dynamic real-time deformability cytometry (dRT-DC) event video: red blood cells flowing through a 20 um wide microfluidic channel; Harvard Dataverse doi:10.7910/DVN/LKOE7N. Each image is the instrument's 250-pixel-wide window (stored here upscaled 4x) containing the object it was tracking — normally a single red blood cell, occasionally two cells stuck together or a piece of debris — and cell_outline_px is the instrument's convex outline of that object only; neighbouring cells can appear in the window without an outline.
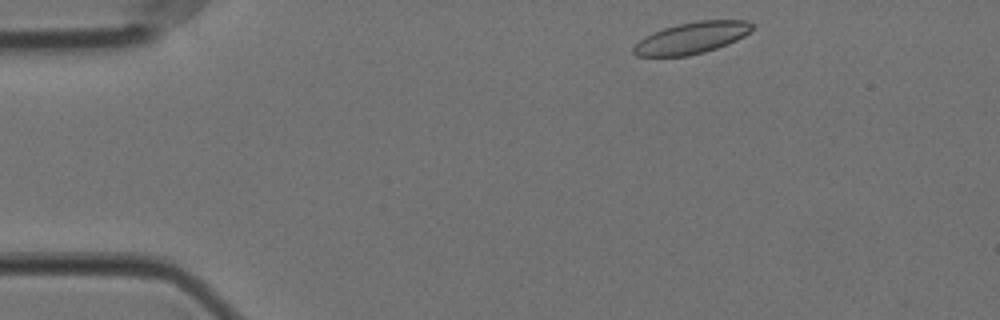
{"species": "Egyptian fruit bat (a non-hibernating species)", "species_latin": "Rousettus aegyptiacus", "temperature_condition": "cold", "stored_images_in_passage": 52, "camera_frame_rate_fps": 3000, "um_per_image_px": 0.085, "animal": {"sex": "female"}, "frame": {"image": 1, "passage_image": 2, "time_ms": 0.333, "image_size_px": [1000, 320], "cell_outline_px": [[756, 24], [744, 36], [728, 44], [704, 52], [688, 56], [636, 56], [632, 52], [632, 48], [640, 40], [664, 28], [676, 24], [700, 20], [744, 20]], "centroid_in_image_um": [58.82, 3.22], "position_along_channel_um": 26.2, "area_um2": 21.62}}
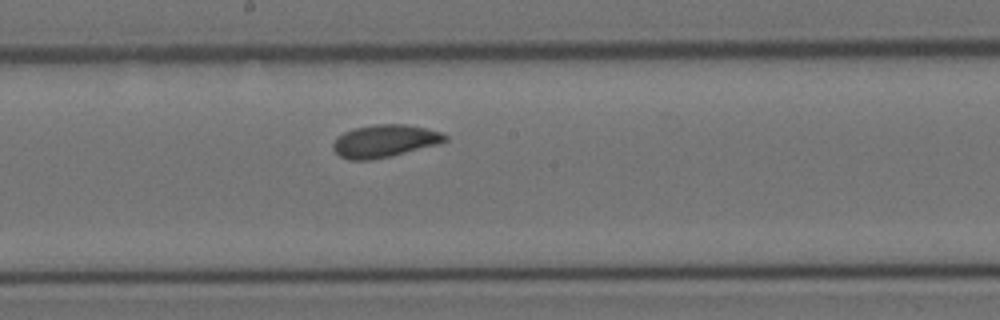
{"frame": {"image": 2, "passage_image": 24, "time_ms": 7.667, "image_size_px": [1000, 320], "cell_outline_px": [[448, 140], [440, 144], [392, 156], [372, 160], [348, 160], [340, 156], [332, 148], [332, 144], [344, 132], [352, 128], [372, 124], [404, 124], [424, 128], [440, 132], [448, 136]], "centroid_in_image_um": [32.7, 11.99], "position_along_channel_um": 215.5, "area_um2": 21.39}}
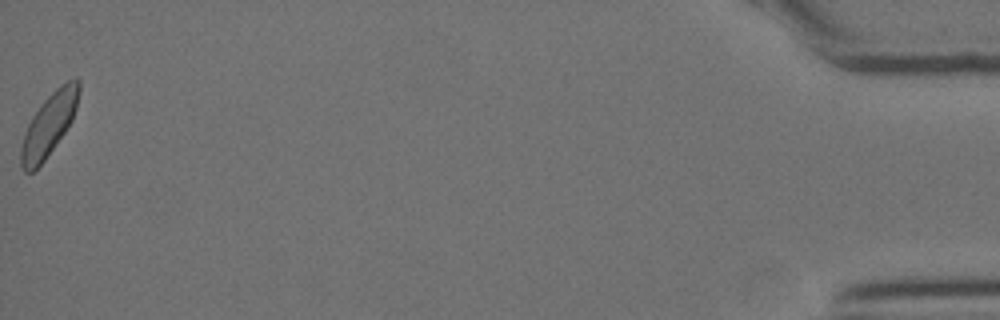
{"frame": {"image": 3, "passage_image": 51, "time_ms": 16.667, "image_size_px": [1000, 320], "cell_outline_px": [[80, 92], [76, 108], [72, 120], [64, 132], [44, 160], [32, 172], [24, 172], [20, 168], [20, 148], [24, 132], [32, 116], [40, 104], [60, 84], [76, 76], [80, 80]], "centroid_in_image_um": [4.15, 10.55], "position_along_channel_um": 431.0, "area_um2": 21.15}}